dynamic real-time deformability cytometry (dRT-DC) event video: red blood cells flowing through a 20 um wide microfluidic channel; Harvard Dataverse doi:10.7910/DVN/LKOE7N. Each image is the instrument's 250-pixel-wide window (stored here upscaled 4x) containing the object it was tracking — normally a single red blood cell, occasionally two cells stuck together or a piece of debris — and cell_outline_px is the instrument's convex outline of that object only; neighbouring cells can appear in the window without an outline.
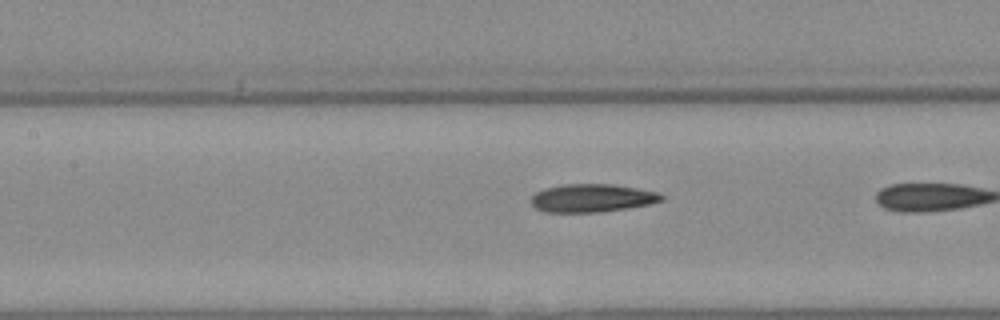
{"species": "Egyptian fruit bat (a non-hibernating species)", "species_latin": "Rousettus aegyptiacus", "temperature_condition": "warm", "stored_images_in_passage": 22, "camera_frame_rate_fps": 3000, "um_per_image_px": 0.085, "animal": {"sex": "female"}, "frame": {"image": 1, "passage_image": 20, "time_ms": 6.333, "image_size_px": [1000, 320], "cell_outline_px": [[664, 200], [648, 204], [628, 208], [604, 212], [544, 212], [536, 208], [528, 200], [536, 192], [544, 188], [560, 184], [612, 184], [636, 188], [656, 192], [664, 196]], "centroid_in_image_um": [50.28, 16.83], "position_along_channel_um": 157.1, "area_um2": 21.5}}